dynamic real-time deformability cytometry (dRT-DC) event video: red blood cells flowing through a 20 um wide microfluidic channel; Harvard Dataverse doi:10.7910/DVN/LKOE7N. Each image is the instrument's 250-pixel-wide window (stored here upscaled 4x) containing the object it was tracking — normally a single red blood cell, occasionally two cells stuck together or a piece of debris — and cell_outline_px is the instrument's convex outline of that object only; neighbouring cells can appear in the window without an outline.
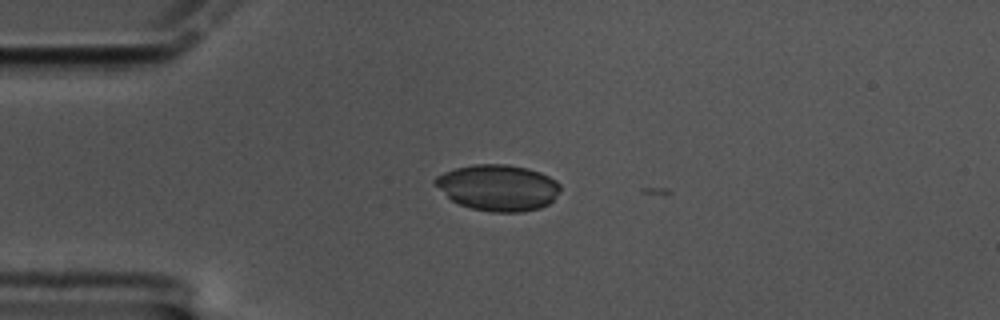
{"species": "common noctule bat (a hibernating species)", "species_latin": "Nyctalus noctula", "temperature_condition": "cold", "stored_images_in_passage": 2, "camera_frame_rate_fps": 3000, "um_per_image_px": 0.085, "animal": {"sex": "male", "body_mass_g": 17.5, "forearm_length_mm": 52.3}, "frame": {"image": 1, "passage_image": 1, "time_ms": 0.0, "image_size_px": [1000, 320], "cell_outline_px": [[560, 188], [552, 200], [548, 204], [540, 208], [524, 212], [492, 212], [472, 208], [460, 204], [452, 200], [432, 184], [432, 180], [436, 176], [444, 172], [456, 168], [476, 164], [508, 164], [528, 168], [540, 172], [556, 180], [560, 184]], "centroid_in_image_um": [42.31, 15.94], "position_along_channel_um": 42.7, "area_um2": 33.7}}